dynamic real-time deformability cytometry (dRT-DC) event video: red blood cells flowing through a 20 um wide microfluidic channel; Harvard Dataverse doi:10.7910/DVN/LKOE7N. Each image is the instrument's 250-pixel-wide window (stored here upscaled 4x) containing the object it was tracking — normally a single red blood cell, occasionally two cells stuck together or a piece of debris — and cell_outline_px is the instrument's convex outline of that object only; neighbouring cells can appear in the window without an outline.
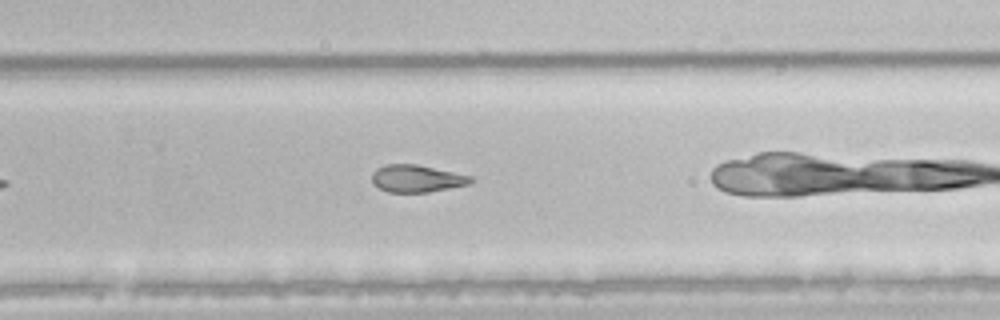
{"species": "common noctule bat (a hibernating species)", "species_latin": "Nyctalus noctula", "temperature_condition": "room temperature", "stored_images_in_passage": 21, "camera_frame_rate_fps": 3000, "um_per_image_px": 0.085, "animal": {"sex": "male", "body_mass_g": 21.5, "forearm_length_mm": 52.0}, "frame": {"image": 1, "passage_image": 18, "time_ms": 5.667, "image_size_px": [1000, 320], "cell_outline_px": [[472, 180], [468, 184], [428, 192], [388, 192], [372, 184], [372, 172], [376, 168], [384, 164], [416, 164], [472, 176]], "centroid_in_image_um": [35.36, 15.17], "position_along_channel_um": 294.4, "area_um2": 15.61}}